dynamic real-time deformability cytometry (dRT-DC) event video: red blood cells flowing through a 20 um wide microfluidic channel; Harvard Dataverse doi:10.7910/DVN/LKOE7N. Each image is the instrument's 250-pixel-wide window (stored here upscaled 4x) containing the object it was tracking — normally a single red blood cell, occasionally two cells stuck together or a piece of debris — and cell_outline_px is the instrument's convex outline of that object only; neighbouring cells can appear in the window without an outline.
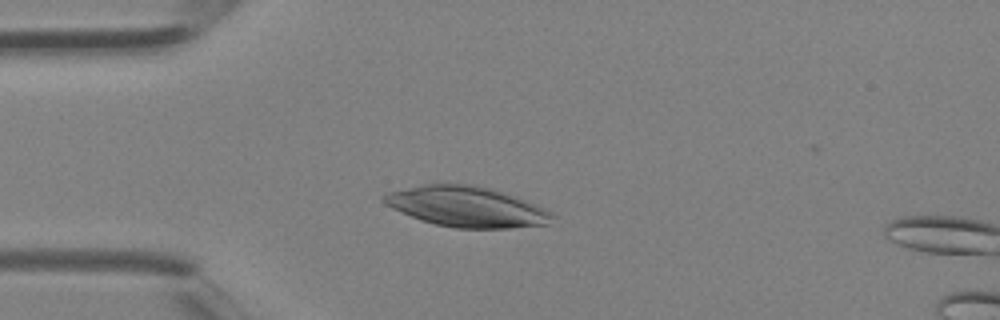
{"species": "Egyptian fruit bat (a non-hibernating species)", "species_latin": "Rousettus aegyptiacus", "temperature_condition": "room temperature", "stored_images_in_passage": 4, "camera_frame_rate_fps": 3000, "um_per_image_px": 0.085, "animal": {"sex": "female"}, "frame": {"image": 1, "passage_image": 3, "time_ms": 0.667, "image_size_px": [1000, 320], "cell_outline_px": [[556, 216], [548, 224], [512, 228], [456, 228], [436, 224], [420, 220], [400, 212], [384, 204], [380, 200], [380, 196], [388, 192], [436, 180], [472, 184], [492, 188], [516, 196], [536, 204], [552, 212]], "centroid_in_image_um": [39.61, 17.52], "position_along_channel_um": 45.4, "area_um2": 40.81}}